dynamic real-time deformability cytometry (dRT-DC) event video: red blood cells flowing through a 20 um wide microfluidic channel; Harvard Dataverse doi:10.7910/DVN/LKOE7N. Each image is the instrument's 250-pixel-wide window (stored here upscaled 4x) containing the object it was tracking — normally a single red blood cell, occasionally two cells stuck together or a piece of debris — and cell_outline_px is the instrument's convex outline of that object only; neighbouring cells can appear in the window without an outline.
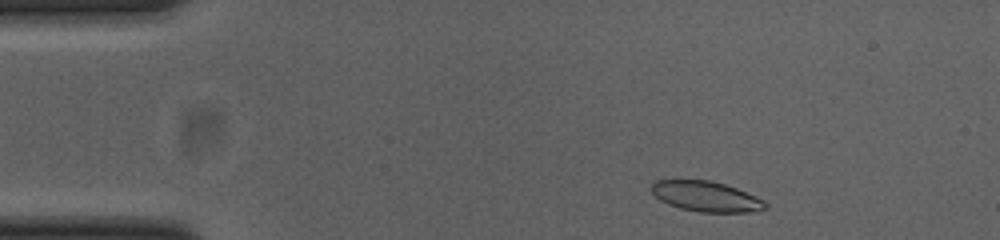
{"species": "common noctule bat (a hibernating species)", "species_latin": "Nyctalus noctula", "temperature_condition": "cold", "stored_images_in_passage": 48, "camera_frame_rate_fps": 3000, "um_per_image_px": 0.085, "animal": {"sex": "female", "body_mass_g": 23.0, "forearm_length_mm": 53.4}, "frame": {"image": 1, "passage_image": 3, "time_ms": 0.667, "image_size_px": [1000, 240], "cell_outline_px": [[768, 208], [756, 212], [700, 212], [680, 208], [668, 204], [660, 200], [652, 192], [652, 184], [656, 180], [712, 180], [736, 188], [764, 200], [768, 204]], "centroid_in_image_um": [60.05, 16.7], "position_along_channel_um": 24.9, "area_um2": 20.11}}
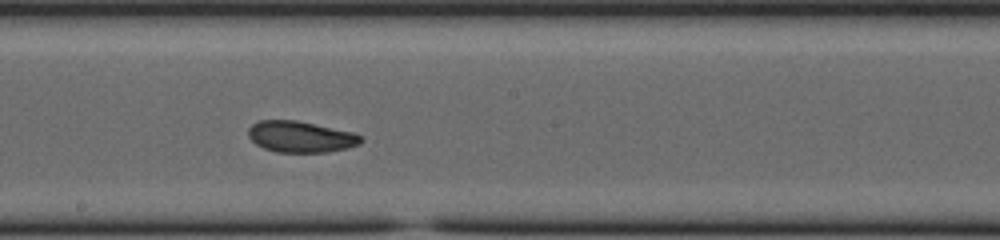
{"frame": {"image": 2, "passage_image": 24, "time_ms": 7.667, "image_size_px": [1000, 240], "cell_outline_px": [[364, 140], [360, 144], [348, 148], [328, 152], [276, 152], [264, 148], [256, 144], [248, 136], [248, 128], [252, 124], [260, 120], [296, 120], [352, 132], [364, 136]], "centroid_in_image_um": [25.57, 11.63], "position_along_channel_um": 222.6, "area_um2": 20.58}}
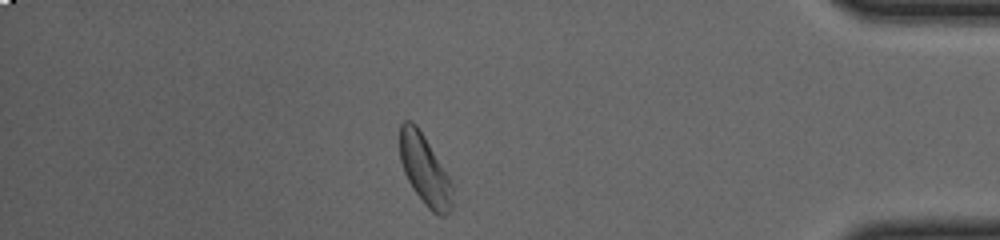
{"frame": {"image": 3, "passage_image": 41, "time_ms": 13.333, "image_size_px": [1000, 240], "cell_outline_px": [[452, 208], [444, 216], [440, 216], [432, 212], [424, 204], [412, 188], [404, 172], [400, 160], [400, 124], [404, 120], [408, 120], [416, 124], [424, 136], [448, 176], [452, 184]], "centroid_in_image_um": [36.09, 14.45], "position_along_channel_um": 399.1, "area_um2": 21.27}, "authors_computed_cell_mechanics": {"area_um2": 21.2126, "velocity_mm_per_s": 3.8173, "shape_relaxation_time_tau1_ms": 4.3165, "shape_relaxation_time_tau2_ms": 1.6536, "deformation_change_tau1": 0.1173, "deformation_change_tau2": 0.0486}}